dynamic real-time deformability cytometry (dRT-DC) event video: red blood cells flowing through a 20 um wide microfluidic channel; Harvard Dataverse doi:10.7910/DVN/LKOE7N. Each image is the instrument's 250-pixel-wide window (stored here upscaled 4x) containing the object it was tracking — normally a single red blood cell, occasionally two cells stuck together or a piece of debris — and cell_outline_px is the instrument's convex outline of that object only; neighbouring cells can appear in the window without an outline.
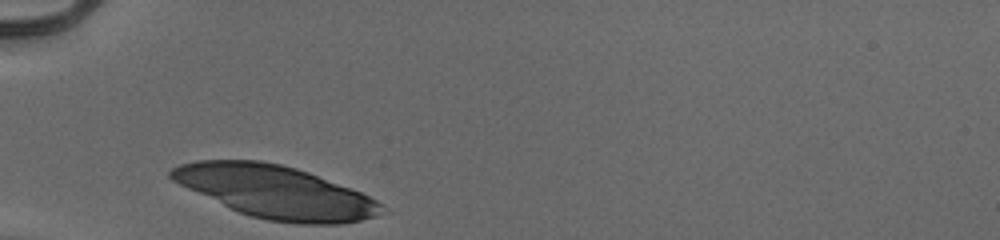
{"species": "human", "species_latin": "Homo sapiens", "temperature_condition": "cold", "stored_images_in_passage": 27, "camera_frame_rate_fps": 3000, "um_per_image_px": 0.085, "donor": {"sex": "male"}, "frame": {"image": 1, "passage_image": 1, "time_ms": 0.0, "image_size_px": [1000, 240], "cell_outline_px": [[384, 204], [376, 216], [360, 220], [340, 224], [296, 224], [268, 220], [252, 216], [240, 212], [188, 188], [172, 180], [168, 176], [168, 172], [172, 168], [180, 164], [196, 160], [260, 160], [280, 164], [296, 168], [308, 172], [360, 192]], "centroid_in_image_um": [23.4, 16.3], "position_along_channel_um": 61.6, "area_um2": 63.58}}